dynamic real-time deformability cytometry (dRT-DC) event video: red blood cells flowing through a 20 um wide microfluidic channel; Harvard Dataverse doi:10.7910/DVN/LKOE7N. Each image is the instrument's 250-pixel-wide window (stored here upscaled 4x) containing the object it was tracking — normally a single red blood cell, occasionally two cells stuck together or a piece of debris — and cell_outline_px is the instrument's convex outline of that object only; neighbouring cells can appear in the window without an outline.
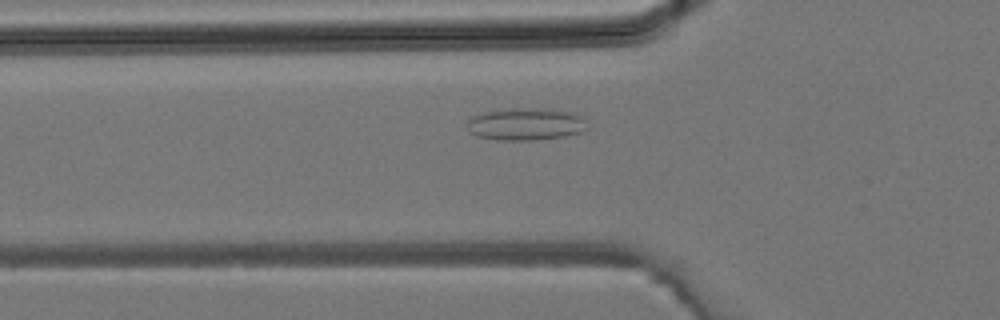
{"species": "common noctule bat (a hibernating species)", "species_latin": "Nyctalus noctula", "temperature_condition": "room temperature", "stored_images_in_passage": 4, "camera_frame_rate_fps": 3000, "um_per_image_px": 0.085, "animal": {"sex": "male", "body_mass_g": 19.2, "forearm_length_mm": 51.8}, "frame": {"image": 1, "passage_image": 4, "time_ms": 1.0, "image_size_px": [1000, 320], "cell_outline_px": [[588, 128], [584, 132], [564, 136], [536, 140], [496, 140], [476, 136], [468, 132], [468, 120], [472, 116], [484, 112], [516, 108], [532, 108], [572, 112], [588, 120]], "centroid_in_image_um": [44.71, 10.57], "position_along_channel_um": 81.1, "area_um2": 22.77}}